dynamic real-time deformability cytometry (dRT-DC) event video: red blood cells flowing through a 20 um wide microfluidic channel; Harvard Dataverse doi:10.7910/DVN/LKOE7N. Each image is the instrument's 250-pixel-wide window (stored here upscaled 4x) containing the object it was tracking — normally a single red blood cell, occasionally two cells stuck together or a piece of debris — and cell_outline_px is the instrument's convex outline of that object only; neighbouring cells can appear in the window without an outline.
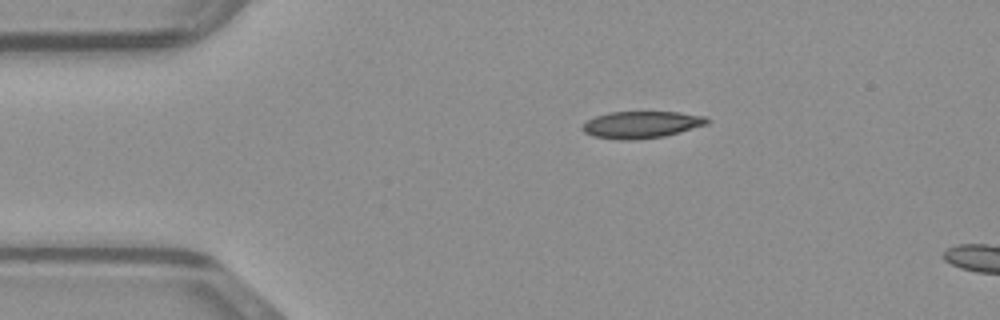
{"species": "common noctule bat (a hibernating species)", "species_latin": "Nyctalus noctula", "temperature_condition": "warm", "stored_images_in_passage": 4, "camera_frame_rate_fps": 3000, "um_per_image_px": 0.085, "animal": {"sex": "male", "body_mass_g": 23.1, "forearm_length_mm": 52.7}, "frame": {"image": 1, "passage_image": 1, "time_ms": 0.0, "image_size_px": [1000, 320], "cell_outline_px": [[712, 120], [708, 124], [664, 136], [628, 140], [620, 140], [592, 136], [584, 132], [580, 128], [588, 120], [596, 116], [608, 112], [680, 112], [708, 116]], "centroid_in_image_um": [54.55, 10.58], "position_along_channel_um": 30.4, "area_um2": 19.65}}